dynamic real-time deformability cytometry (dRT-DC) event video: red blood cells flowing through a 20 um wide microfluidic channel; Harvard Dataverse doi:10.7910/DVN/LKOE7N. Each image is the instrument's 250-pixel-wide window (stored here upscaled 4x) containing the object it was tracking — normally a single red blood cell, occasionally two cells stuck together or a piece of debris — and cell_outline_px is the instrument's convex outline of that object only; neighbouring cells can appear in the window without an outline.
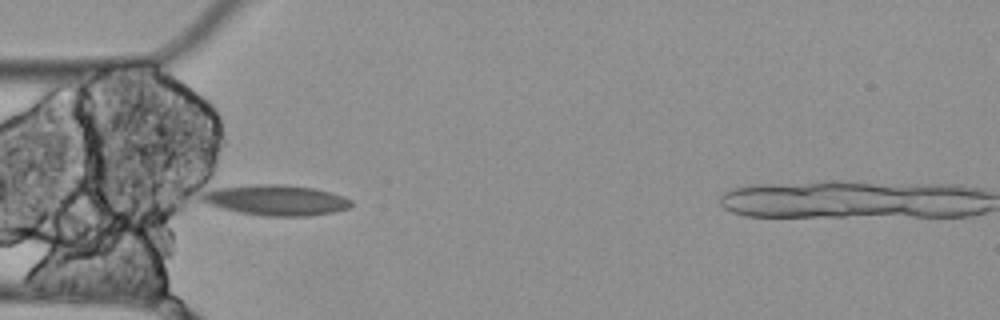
{"species": "Egyptian fruit bat (a non-hibernating species)", "species_latin": "Rousettus aegyptiacus", "temperature_condition": "cold", "stored_images_in_passage": 10, "camera_frame_rate_fps": 3000, "um_per_image_px": 0.085, "animal": {"sex": "female"}, "frame": {"image": 1, "passage_image": 6, "time_ms": 1.667, "image_size_px": [1000, 320], "cell_outline_px": [[352, 204], [348, 208], [332, 212], [308, 216], [264, 216], [240, 212], [208, 204], [200, 200], [200, 196], [204, 188], [256, 184], [280, 184], [312, 188], [344, 196], [352, 200]], "centroid_in_image_um": [23.37, 16.99], "position_along_channel_um": 61.6, "area_um2": 26.7}}
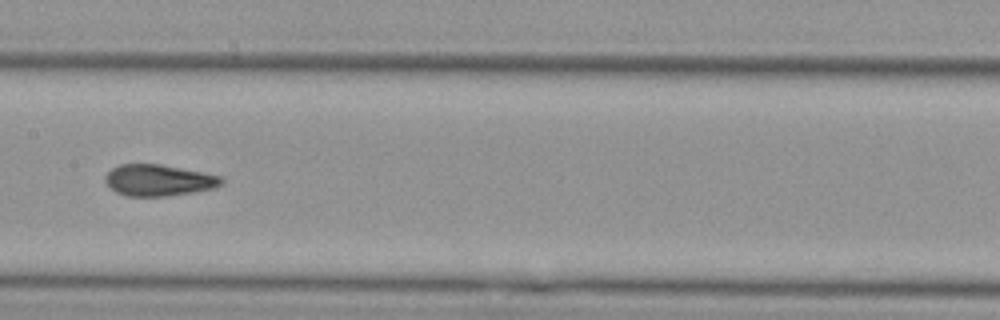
{"frame": {"image": 2, "passage_image": 9, "time_ms": 2.667, "image_size_px": [1000, 320], "cell_outline_px": [[224, 180], [220, 184], [212, 188], [192, 192], [164, 196], [128, 196], [116, 192], [104, 180], [104, 176], [112, 168], [120, 164], [160, 164], [220, 176]], "centroid_in_image_um": [13.43, 15.31], "position_along_channel_um": 194.0, "area_um2": 20.87}}
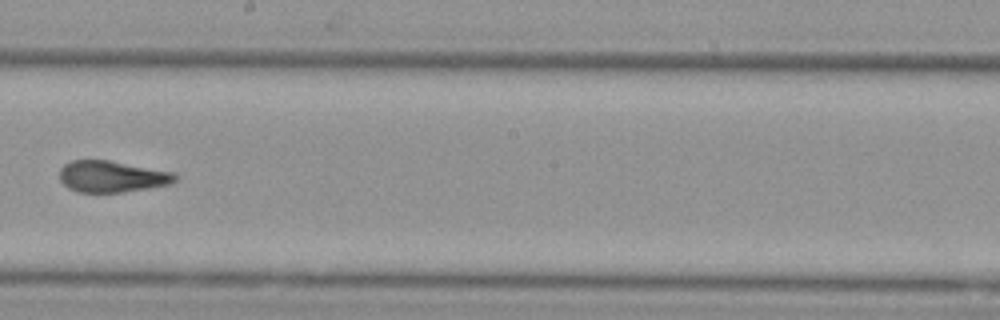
{"frame": {"image": 3, "passage_image": 10, "time_ms": 3.0, "image_size_px": [1000, 320], "cell_outline_px": [[176, 180], [168, 184], [148, 188], [124, 192], [76, 192], [68, 188], [60, 180], [60, 168], [64, 164], [72, 160], [108, 160], [176, 172]], "centroid_in_image_um": [9.5, 15.0], "position_along_channel_um": 238.7, "area_um2": 21.21}}